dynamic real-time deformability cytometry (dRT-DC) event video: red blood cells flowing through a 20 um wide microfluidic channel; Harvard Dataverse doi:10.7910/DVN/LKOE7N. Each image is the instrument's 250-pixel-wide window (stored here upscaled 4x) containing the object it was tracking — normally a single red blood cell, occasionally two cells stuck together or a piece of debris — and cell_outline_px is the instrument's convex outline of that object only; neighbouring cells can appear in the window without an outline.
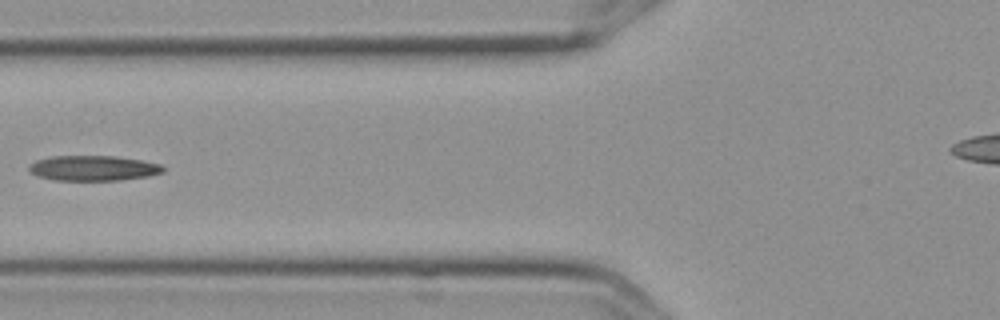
{"species": "Egyptian fruit bat (a non-hibernating species)", "species_latin": "Rousettus aegyptiacus", "temperature_condition": "cold", "stored_images_in_passage": 7, "camera_frame_rate_fps": 3000, "um_per_image_px": 0.085, "frame": {"image": 1, "passage_image": 7, "time_ms": 2.0, "image_size_px": [1000, 320], "cell_outline_px": [[164, 172], [148, 176], [120, 180], [52, 180], [36, 176], [28, 168], [28, 164], [36, 160], [52, 156], [116, 156], [140, 160], [160, 164], [164, 168]], "centroid_in_image_um": [7.9, 14.29], "position_along_channel_um": 117.9, "area_um2": 19.71}}